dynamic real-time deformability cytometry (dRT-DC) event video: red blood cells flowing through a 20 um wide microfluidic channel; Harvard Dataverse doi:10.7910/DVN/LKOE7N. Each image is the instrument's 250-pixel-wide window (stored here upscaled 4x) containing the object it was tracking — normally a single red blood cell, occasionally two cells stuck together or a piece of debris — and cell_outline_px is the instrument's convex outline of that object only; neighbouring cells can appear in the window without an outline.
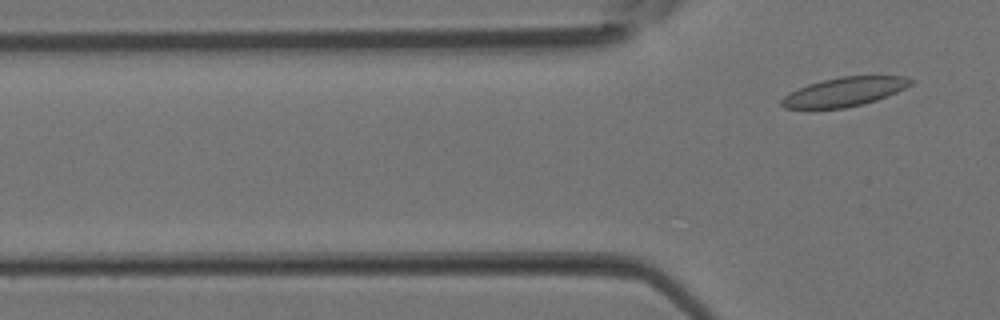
{"species": "Egyptian fruit bat (a non-hibernating species)", "species_latin": "Rousettus aegyptiacus", "temperature_condition": "room temperature", "stored_images_in_passage": 3, "segment_of_instrument_passage": [2, 2], "camera_frame_rate_fps": 3000, "um_per_image_px": 0.085, "animal": {"sex": "female"}, "frame": {"image": 1, "passage_image": 3, "time_ms": 0.667, "image_size_px": [1000, 320], "cell_outline_px": [[912, 84], [888, 96], [864, 104], [844, 108], [784, 108], [780, 104], [780, 100], [784, 96], [808, 84], [840, 76], [904, 76], [912, 80]], "centroid_in_image_um": [71.78, 7.8], "position_along_channel_um": 54.0, "area_um2": 21.56}}